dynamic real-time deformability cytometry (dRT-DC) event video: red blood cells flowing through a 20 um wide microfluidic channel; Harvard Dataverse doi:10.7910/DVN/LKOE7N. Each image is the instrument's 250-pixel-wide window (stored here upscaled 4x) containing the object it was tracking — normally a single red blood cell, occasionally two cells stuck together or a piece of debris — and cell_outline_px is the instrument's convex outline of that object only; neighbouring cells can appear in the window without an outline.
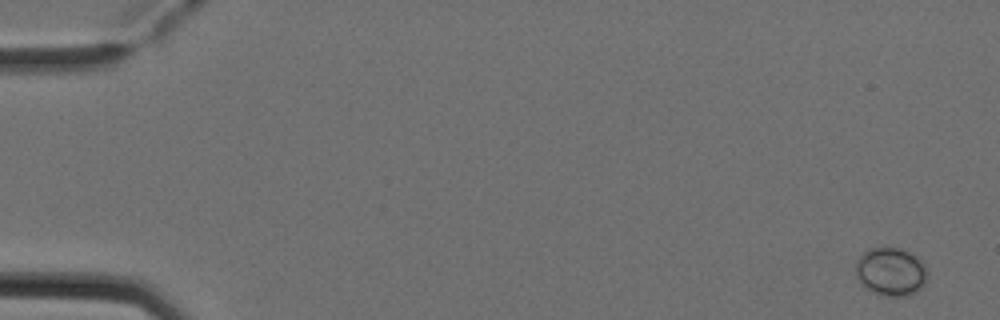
{"species": "Egyptian fruit bat (a non-hibernating species)", "species_latin": "Rousettus aegyptiacus", "temperature_condition": "cold", "stored_images_in_passage": 5, "camera_frame_rate_fps": 3000, "um_per_image_px": 0.085, "animal": {"sex": "female"}, "frame": {"image": 1, "passage_image": 1, "time_ms": 0.0, "image_size_px": [1000, 320], "cell_outline_px": [[928, 280], [916, 292], [908, 296], [880, 296], [872, 292], [860, 284], [856, 276], [856, 260], [868, 248], [896, 248], [908, 252], [920, 260], [924, 264], [928, 272]], "centroid_in_image_um": [75.71, 23.12], "position_along_channel_um": 9.3, "area_um2": 20.35}}
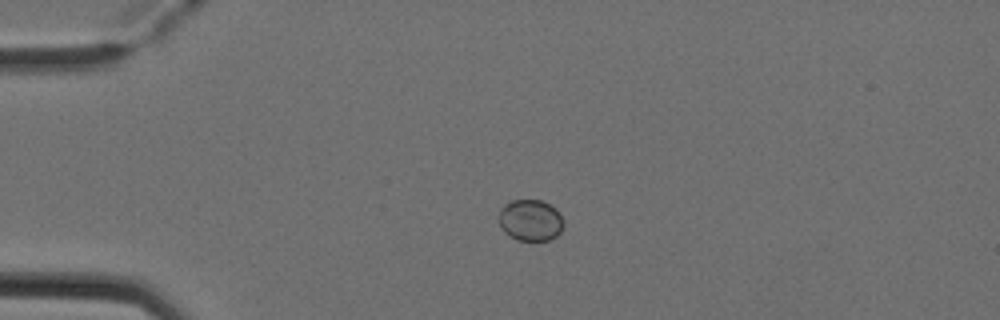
{"frame": {"image": 2, "passage_image": 4, "time_ms": 1.0, "image_size_px": [1000, 320], "cell_outline_px": [[564, 224], [560, 232], [556, 236], [548, 240], [516, 240], [504, 232], [500, 224], [500, 208], [504, 204], [512, 200], [540, 200], [556, 208]], "centroid_in_image_um": [45.08, 18.72], "position_along_channel_um": 39.9, "area_um2": 15.49}}